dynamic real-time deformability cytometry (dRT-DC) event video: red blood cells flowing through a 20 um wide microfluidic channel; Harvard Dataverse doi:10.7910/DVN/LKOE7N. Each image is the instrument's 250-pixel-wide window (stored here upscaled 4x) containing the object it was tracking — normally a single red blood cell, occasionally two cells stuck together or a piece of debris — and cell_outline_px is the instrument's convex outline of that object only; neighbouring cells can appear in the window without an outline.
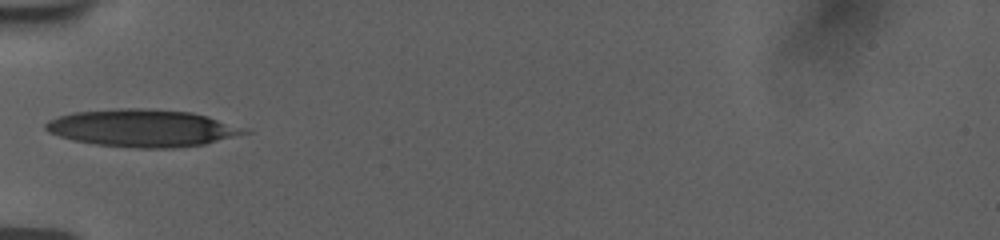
{"species": "human", "species_latin": "Homo sapiens", "temperature_condition": "room temperature", "stored_images_in_passage": 32, "camera_frame_rate_fps": 3000, "um_per_image_px": 0.085, "donor": {"sex": "female"}, "frame": {"image": 1, "passage_image": 1, "time_ms": 0.0, "image_size_px": [1000, 240], "cell_outline_px": [[252, 132], [204, 144], [172, 148], [136, 148], [92, 144], [72, 140], [48, 132], [44, 128], [44, 124], [48, 120], [72, 112], [120, 108], [144, 108], [192, 112], [208, 116], [248, 128]], "centroid_in_image_um": [12.11, 10.88], "position_along_channel_um": 72.9, "area_um2": 43.52}}
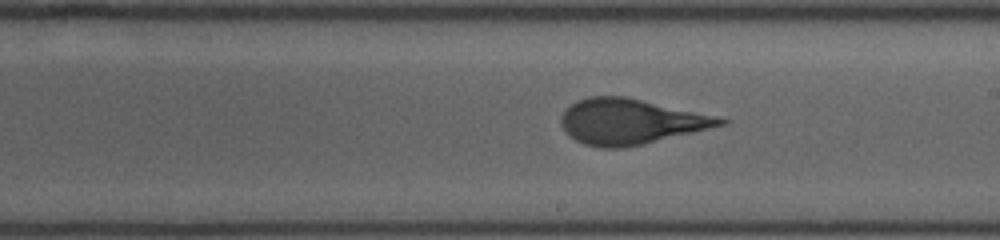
{"frame": {"image": 2, "passage_image": 14, "time_ms": 4.333, "image_size_px": [1000, 240], "cell_outline_px": [[732, 120], [728, 124], [640, 144], [620, 148], [600, 148], [584, 144], [568, 136], [564, 132], [560, 124], [560, 116], [576, 100], [588, 96], [624, 96]], "centroid_in_image_um": [53.53, 10.33], "position_along_channel_um": 235.5, "area_um2": 41.62}}
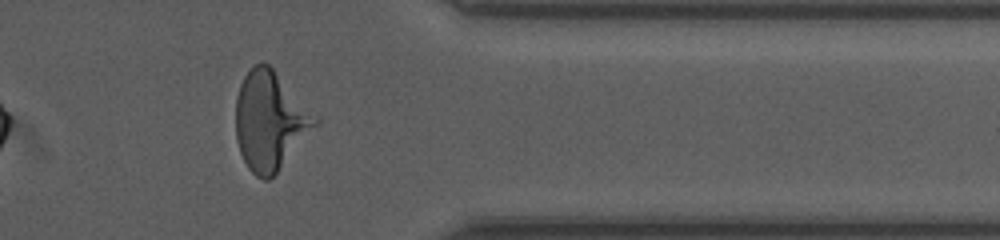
{"frame": {"image": 3, "passage_image": 27, "time_ms": 8.667, "image_size_px": [1000, 240], "cell_outline_px": [[320, 120], [276, 172], [268, 180], [264, 180], [256, 176], [248, 168], [240, 152], [236, 140], [236, 96], [240, 84], [244, 76], [256, 64], [268, 64], [272, 68]], "centroid_in_image_um": [22.91, 10.27], "position_along_channel_um": 388.5, "area_um2": 44.45}, "authors_computed_cell_mechanics": {"area_um2": 42.2807, "velocity_mm_per_s": 3.7355, "shape_relaxation_time_tau1_ms": 5.326, "shape_relaxation_time_tau2_ms": null, "deformation_change_tau1": 0.2263, "deformation_change_tau2": null}}